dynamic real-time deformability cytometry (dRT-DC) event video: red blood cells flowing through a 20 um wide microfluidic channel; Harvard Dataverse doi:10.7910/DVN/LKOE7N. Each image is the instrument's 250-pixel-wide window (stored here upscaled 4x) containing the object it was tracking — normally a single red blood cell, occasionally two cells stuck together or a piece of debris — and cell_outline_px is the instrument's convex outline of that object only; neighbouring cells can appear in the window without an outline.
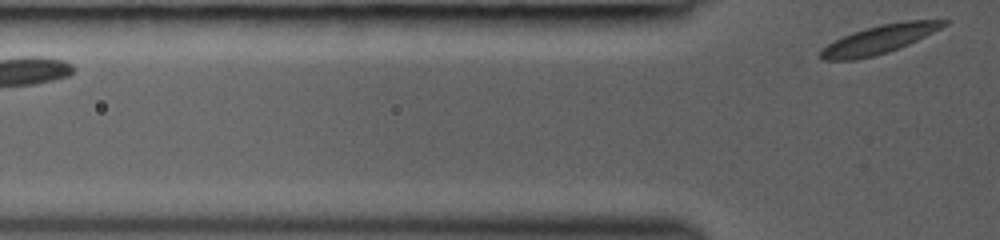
{"species": "common noctule bat (a hibernating species)", "species_latin": "Nyctalus noctula", "temperature_condition": "room temperature", "stored_images_in_passage": 3, "segment_of_instrument_passage": [2, 2], "camera_frame_rate_fps": 3000, "um_per_image_px": 0.085, "animal": {"sex": "female", "body_mass_g": 19.0, "forearm_length_mm": 53.3}, "frame": {"image": 1, "passage_image": 3, "time_ms": 1.333, "image_size_px": [1000, 240], "cell_outline_px": [[948, 24], [900, 48], [888, 52], [872, 56], [852, 60], [824, 60], [820, 56], [820, 48], [852, 32], [880, 24], [904, 20], [948, 20]], "centroid_in_image_um": [74.72, 3.34], "position_along_channel_um": 51.1, "area_um2": 20.17}}